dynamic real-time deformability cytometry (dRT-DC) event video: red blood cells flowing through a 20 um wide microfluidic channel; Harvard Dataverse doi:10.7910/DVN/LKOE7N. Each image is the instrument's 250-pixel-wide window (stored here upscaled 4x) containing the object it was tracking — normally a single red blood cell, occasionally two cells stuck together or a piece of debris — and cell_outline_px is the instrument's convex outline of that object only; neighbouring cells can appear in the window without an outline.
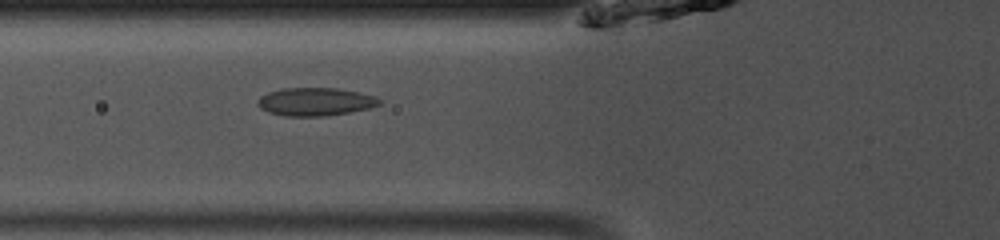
{"species": "common noctule bat (a hibernating species)", "species_latin": "Nyctalus noctula", "temperature_condition": "room temperature", "stored_images_in_passage": 39, "camera_frame_rate_fps": 3000, "um_per_image_px": 0.085, "animal": {"sex": "male", "body_mass_g": 13.0, "forearm_length_mm": 53.1}, "frame": {"image": 1, "passage_image": 8, "time_ms": 2.333, "image_size_px": [1000, 240], "cell_outline_px": [[380, 104], [368, 108], [348, 112], [324, 116], [284, 116], [268, 112], [260, 108], [256, 104], [260, 96], [268, 92], [284, 88], [336, 88], [360, 92], [376, 96], [380, 100]], "centroid_in_image_um": [26.77, 8.64], "position_along_channel_um": 99.0, "area_um2": 19.88}}
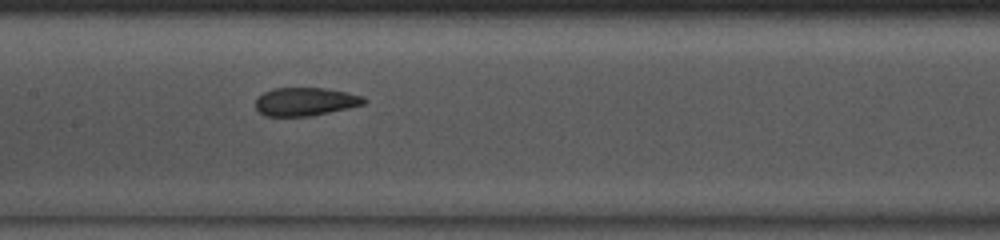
{"frame": {"image": 2, "passage_image": 14, "time_ms": 4.333, "image_size_px": [1000, 240], "cell_outline_px": [[368, 100], [364, 104], [348, 108], [308, 116], [264, 116], [256, 108], [256, 100], [264, 92], [272, 88], [324, 88], [348, 92], [364, 96]], "centroid_in_image_um": [25.98, 8.63], "position_along_channel_um": 181.4, "area_um2": 17.8}}
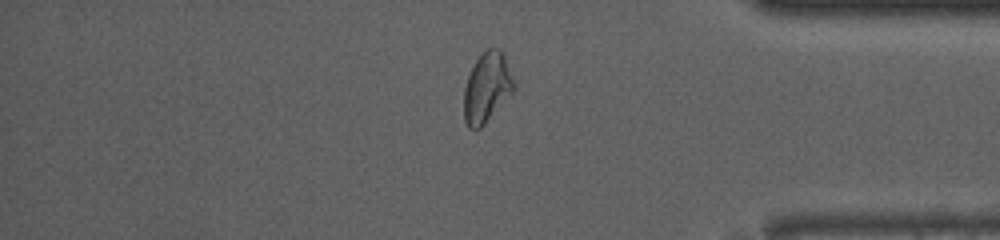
{"frame": {"image": 3, "passage_image": 31, "time_ms": 10.0, "image_size_px": [1000, 240], "cell_outline_px": [[516, 88], [512, 96], [480, 128], [468, 128], [464, 120], [464, 88], [468, 76], [476, 60], [488, 48], [500, 48], [504, 52], [516, 84]], "centroid_in_image_um": [41.44, 7.44], "position_along_channel_um": 393.8, "area_um2": 20.75}, "authors_computed_cell_mechanics": {"area_um2": 19.074, "velocity_mm_per_s": 4.0731, "shape_relaxation_time_tau1_ms": null, "shape_relaxation_time_tau2_ms": 1.1603, "deformation_change_tau1": null, "deformation_change_tau2": 0.0567}}